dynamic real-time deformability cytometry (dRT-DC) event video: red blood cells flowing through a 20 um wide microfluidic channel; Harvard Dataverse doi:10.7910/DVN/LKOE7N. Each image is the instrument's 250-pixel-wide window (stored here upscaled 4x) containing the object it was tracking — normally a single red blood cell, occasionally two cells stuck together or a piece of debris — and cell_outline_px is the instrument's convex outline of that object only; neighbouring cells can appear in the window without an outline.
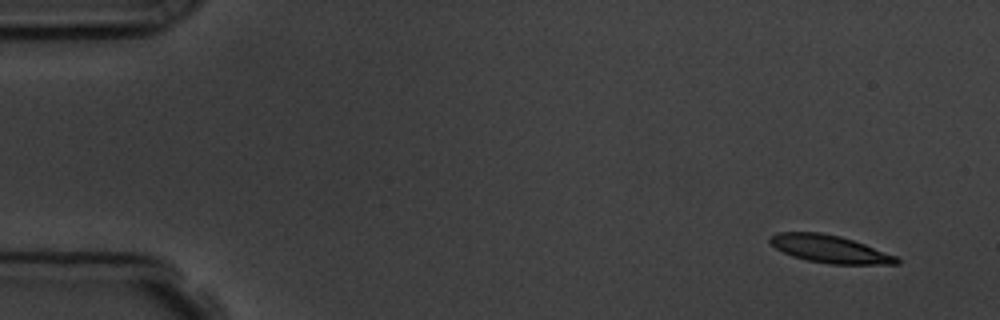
{"species": "common noctule bat (a hibernating species)", "species_latin": "Nyctalus noctula", "temperature_condition": "room temperature", "stored_images_in_passage": 5, "camera_frame_rate_fps": 3000, "um_per_image_px": 0.085, "animal": {"sex": "male", "body_mass_g": 19.5, "forearm_length_mm": 54.6}, "frame": {"image": 1, "passage_image": 1, "time_ms": 0.0, "image_size_px": [1000, 320], "cell_outline_px": [[900, 264], [832, 264], [808, 260], [792, 256], [776, 248], [768, 240], [772, 236], [780, 232], [820, 232], [840, 236], [864, 244], [896, 256], [900, 260]], "centroid_in_image_um": [70.54, 21.16], "position_along_channel_um": 14.5, "area_um2": 20.06}}
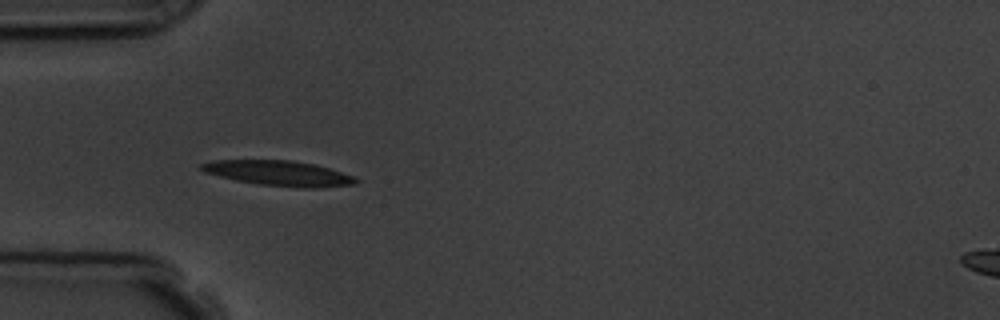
{"frame": {"image": 2, "passage_image": 4, "time_ms": 4.333, "image_size_px": [1000, 320], "cell_outline_px": [[360, 180], [356, 184], [316, 188], [300, 188], [260, 184], [236, 180], [204, 172], [200, 168], [200, 164], [212, 160], [292, 160], [316, 164], [352, 176]], "centroid_in_image_um": [23.71, 14.72], "position_along_channel_um": 61.3, "area_um2": 22.54}}